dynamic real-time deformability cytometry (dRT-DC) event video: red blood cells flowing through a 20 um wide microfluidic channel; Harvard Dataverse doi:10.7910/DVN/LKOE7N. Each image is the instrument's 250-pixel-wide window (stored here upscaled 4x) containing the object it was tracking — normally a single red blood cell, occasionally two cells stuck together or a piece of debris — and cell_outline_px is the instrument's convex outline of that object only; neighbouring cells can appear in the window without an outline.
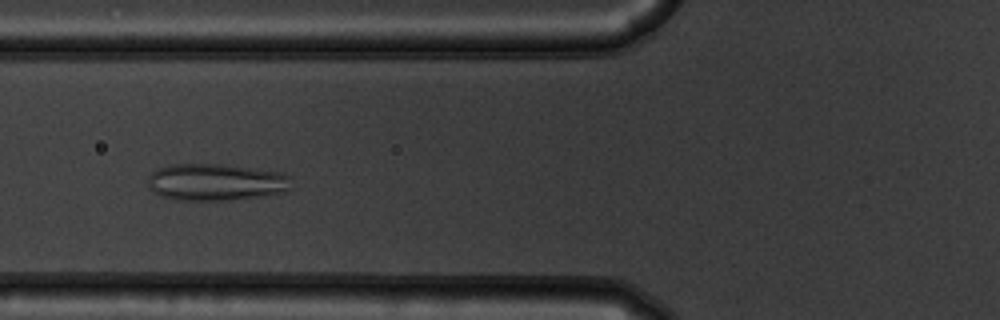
{"species": "common noctule bat (a hibernating species)", "species_latin": "Nyctalus noctula", "temperature_condition": "warm", "stored_images_in_passage": 54, "camera_frame_rate_fps": 3000, "um_per_image_px": 0.085, "animal": {"sex": "male", "body_mass_g": 19.5, "forearm_length_mm": 54.6}, "frame": {"image": 1, "passage_image": 21, "time_ms": 6.667, "image_size_px": [1000, 320], "cell_outline_px": [[288, 188], [284, 192], [232, 200], [176, 200], [160, 196], [148, 188], [148, 176], [156, 168], [168, 164], [224, 164], [276, 172], [288, 176]], "centroid_in_image_um": [18.22, 15.48], "position_along_channel_um": 107.6, "area_um2": 30.69}}
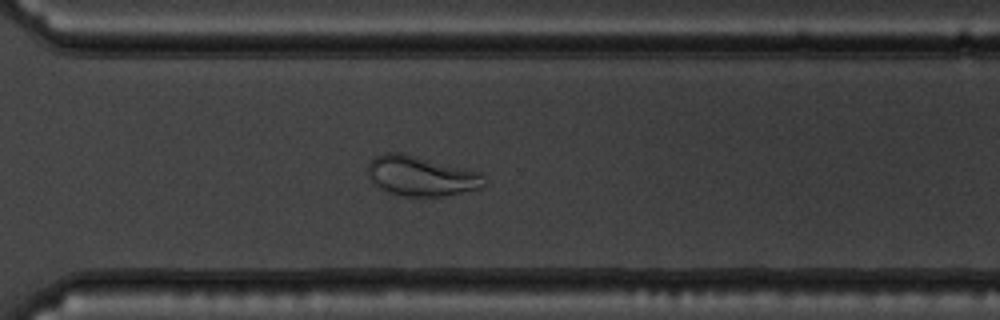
{"frame": {"image": 2, "passage_image": 39, "time_ms": 12.667, "image_size_px": [1000, 320], "cell_outline_px": [[488, 184], [480, 188], [444, 196], [404, 196], [388, 192], [380, 188], [368, 176], [368, 164], [376, 156], [384, 152], [400, 152], [480, 172]], "centroid_in_image_um": [35.8, 14.96], "position_along_channel_um": 334.8, "area_um2": 26.88}}
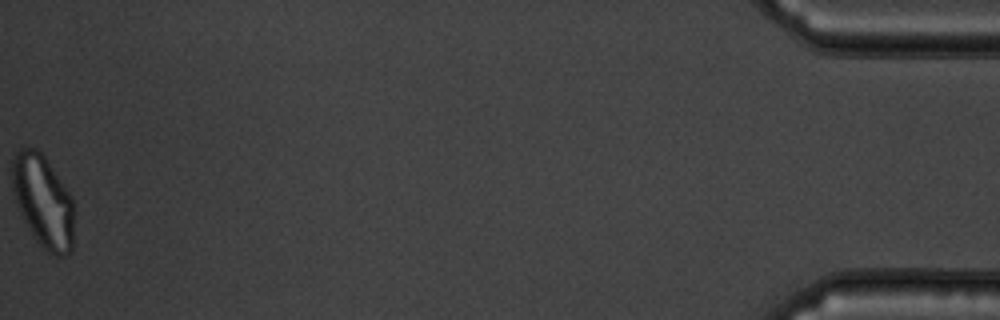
{"frame": {"image": 3, "passage_image": 54, "time_ms": 17.667, "image_size_px": [1000, 320], "cell_outline_px": [[72, 252], [64, 256], [56, 256], [48, 252], [32, 236], [16, 200], [12, 188], [12, 160], [16, 152], [20, 148], [36, 148], [44, 156], [72, 196]], "centroid_in_image_um": [3.66, 17.1], "position_along_channel_um": 431.5, "area_um2": 32.83}}